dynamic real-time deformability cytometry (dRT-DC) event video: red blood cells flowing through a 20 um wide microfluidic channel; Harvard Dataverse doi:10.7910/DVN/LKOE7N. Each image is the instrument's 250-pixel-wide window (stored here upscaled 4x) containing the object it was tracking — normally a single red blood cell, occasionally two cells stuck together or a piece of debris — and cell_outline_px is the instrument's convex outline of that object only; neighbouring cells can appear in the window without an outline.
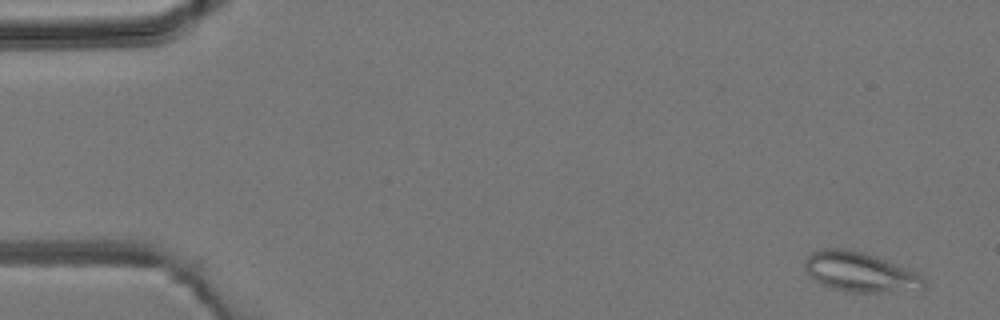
{"species": "common noctule bat (a hibernating species)", "species_latin": "Nyctalus noctula", "temperature_condition": "room temperature", "stored_images_in_passage": 5, "camera_frame_rate_fps": 3000, "um_per_image_px": 0.085, "animal": {"sex": "male", "body_mass_g": 19.2, "forearm_length_mm": 51.8}, "frame": {"image": 1, "passage_image": 1, "time_ms": 0.0, "image_size_px": [1000, 320], "cell_outline_px": [[924, 288], [920, 292], [848, 292], [832, 288], [820, 284], [808, 276], [804, 268], [804, 260], [812, 252], [824, 248], [844, 248], [864, 252], [876, 256], [916, 272], [924, 280]], "centroid_in_image_um": [73.1, 23.14], "position_along_channel_um": 11.9, "area_um2": 28.03}}